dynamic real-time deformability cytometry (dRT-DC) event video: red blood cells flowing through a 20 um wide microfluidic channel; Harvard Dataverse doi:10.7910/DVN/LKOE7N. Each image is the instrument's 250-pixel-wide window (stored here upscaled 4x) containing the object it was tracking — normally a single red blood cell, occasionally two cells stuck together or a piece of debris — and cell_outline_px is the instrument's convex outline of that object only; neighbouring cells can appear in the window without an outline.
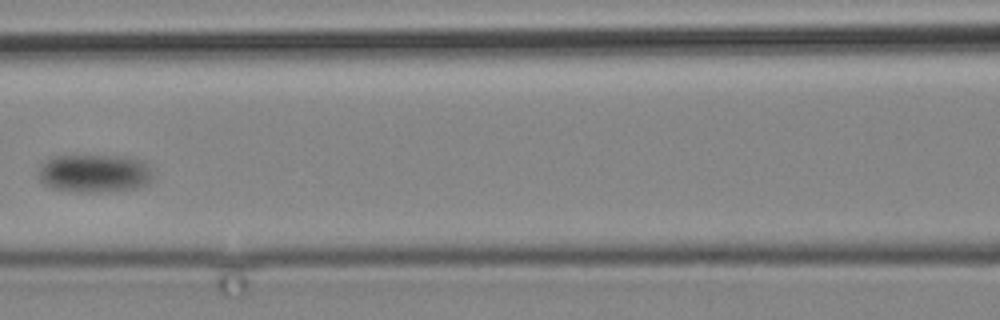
{"species": "common noctule bat (a hibernating species)", "species_latin": "Nyctalus noctula", "temperature_condition": "cold", "stored_images_in_passage": 16, "camera_frame_rate_fps": 3000, "um_per_image_px": 0.085, "animal": {"sex": "male", "body_mass_g": 19.2, "forearm_length_mm": 51.8}, "frame": {"image": 1, "passage_image": 4, "time_ms": 4.333, "image_size_px": [1000, 320], "cell_outline_px": [[152, 176], [148, 184], [136, 188], [92, 192], [76, 192], [52, 188], [44, 184], [40, 180], [40, 164], [44, 160], [52, 156], [128, 156], [144, 160], [148, 164]], "centroid_in_image_um": [8.03, 14.72], "position_along_channel_um": 158.6, "area_um2": 25.55}}
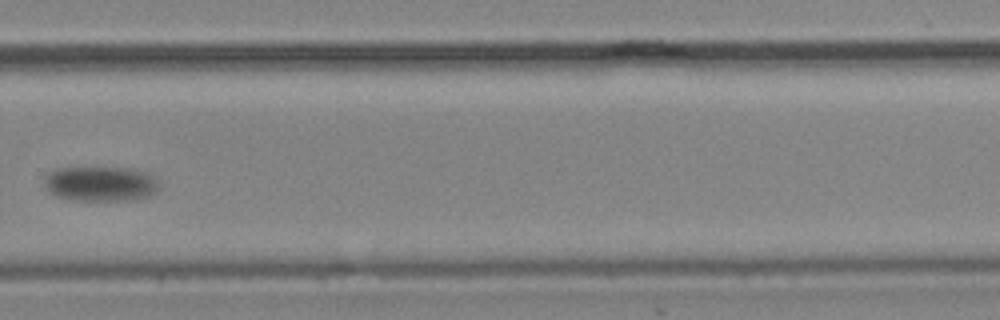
{"frame": {"image": 2, "passage_image": 10, "time_ms": 11.333, "image_size_px": [1000, 320], "cell_outline_px": [[156, 192], [148, 196], [128, 200], [68, 200], [56, 196], [48, 192], [44, 188], [44, 180], [48, 172], [56, 168], [76, 164], [132, 168], [152, 172], [156, 176]], "centroid_in_image_um": [8.47, 15.55], "position_along_channel_um": 321.3, "area_um2": 24.74}}
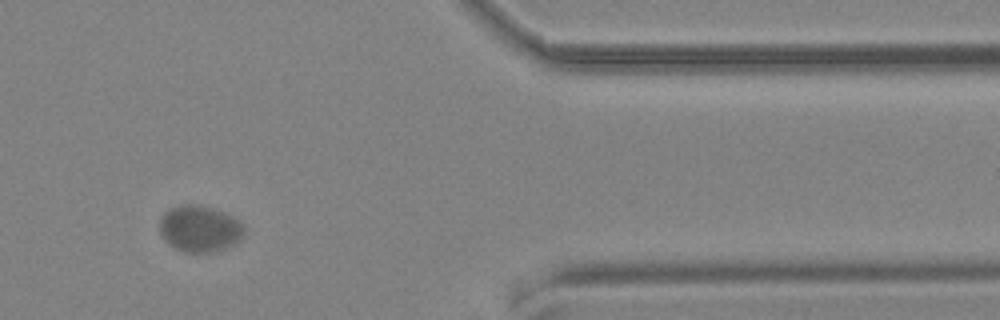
{"frame": {"image": 3, "passage_image": 13, "time_ms": 15.667, "image_size_px": [1000, 320], "cell_outline_px": [[244, 236], [236, 244], [212, 252], [184, 252], [168, 244], [160, 236], [160, 216], [164, 212], [172, 208], [184, 204], [192, 204], [212, 208], [224, 212], [240, 220], [244, 228]], "centroid_in_image_um": [16.98, 19.44], "position_along_channel_um": 394.4, "area_um2": 23.0}}